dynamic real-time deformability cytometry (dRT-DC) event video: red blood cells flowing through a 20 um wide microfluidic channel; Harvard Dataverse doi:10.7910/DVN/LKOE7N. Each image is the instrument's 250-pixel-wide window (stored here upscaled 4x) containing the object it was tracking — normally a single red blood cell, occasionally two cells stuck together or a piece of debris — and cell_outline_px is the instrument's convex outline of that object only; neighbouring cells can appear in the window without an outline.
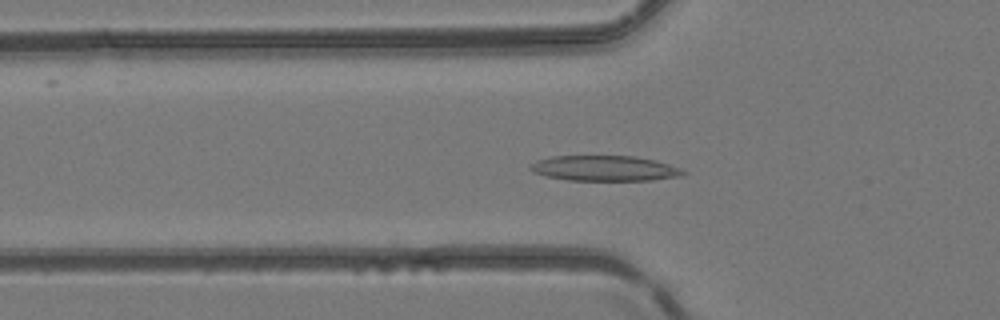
{"species": "common noctule bat (a hibernating species)", "species_latin": "Nyctalus noctula", "temperature_condition": "room temperature", "stored_images_in_passage": 48, "camera_frame_rate_fps": 3000, "um_per_image_px": 0.085, "animal": {"sex": "female", "body_mass_g": 24.6, "forearm_length_mm": 56.2}, "frame": {"image": 1, "passage_image": 17, "time_ms": 5.333, "image_size_px": [1000, 320], "cell_outline_px": [[688, 172], [680, 176], [652, 180], [568, 180], [544, 176], [532, 172], [528, 168], [536, 160], [552, 156], [636, 156], [656, 160], [680, 168]], "centroid_in_image_um": [51.37, 14.3], "position_along_channel_um": 74.4, "area_um2": 22.66}}
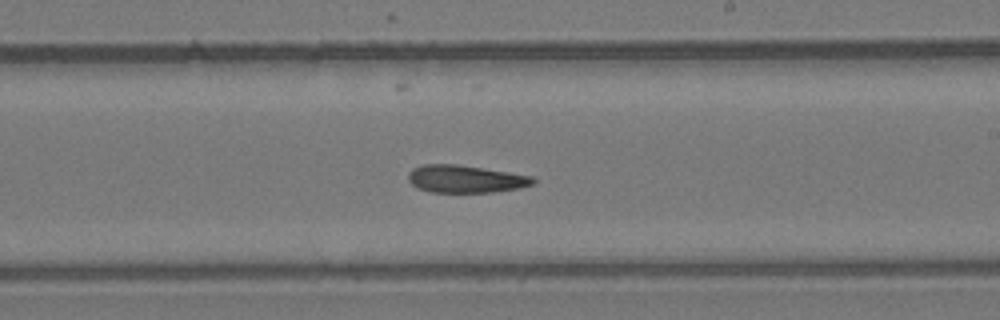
{"frame": {"image": 2, "passage_image": 29, "time_ms": 9.333, "image_size_px": [1000, 320], "cell_outline_px": [[536, 184], [520, 188], [492, 192], [432, 192], [416, 188], [408, 180], [408, 172], [412, 168], [424, 164], [456, 164], [508, 172], [532, 176], [536, 180]], "centroid_in_image_um": [39.56, 15.21], "position_along_channel_um": 249.4, "area_um2": 20.11}}
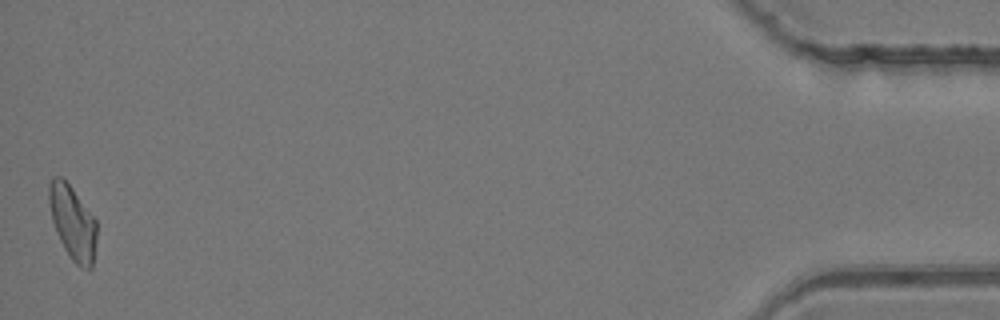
{"frame": {"image": 3, "passage_image": 48, "time_ms": 15.667, "image_size_px": [1000, 320], "cell_outline_px": [[96, 240], [92, 268], [88, 272], [76, 264], [72, 260], [64, 248], [56, 232], [52, 220], [48, 200], [48, 184], [52, 176], [60, 176], [72, 188], [96, 220]], "centroid_in_image_um": [6.16, 18.93], "position_along_channel_um": 429.0, "area_um2": 20.58}}